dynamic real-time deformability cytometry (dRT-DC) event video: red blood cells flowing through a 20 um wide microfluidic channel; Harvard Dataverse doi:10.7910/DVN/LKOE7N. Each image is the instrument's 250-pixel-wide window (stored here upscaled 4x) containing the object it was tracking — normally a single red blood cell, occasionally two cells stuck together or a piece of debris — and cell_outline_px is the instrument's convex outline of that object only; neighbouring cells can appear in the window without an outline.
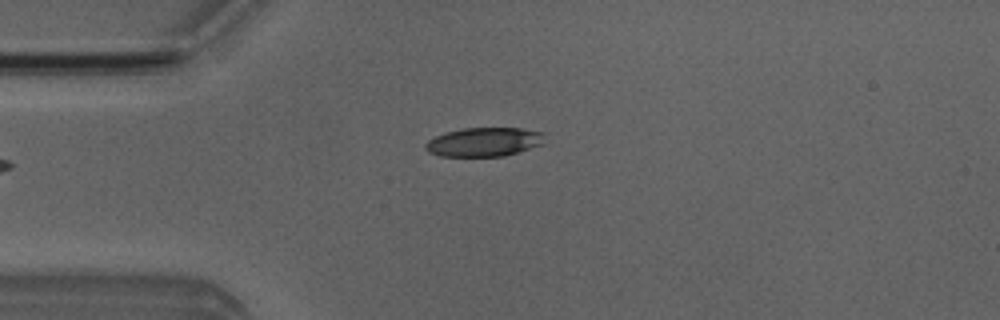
{"species": "Egyptian fruit bat (a non-hibernating species)", "species_latin": "Rousettus aegyptiacus", "temperature_condition": "room temperature", "stored_images_in_passage": 2, "camera_frame_rate_fps": 3000, "um_per_image_px": 0.085, "animal": {"sex": "male"}, "frame": {"image": 1, "passage_image": 2, "time_ms": 1.0, "image_size_px": [1000, 320], "cell_outline_px": [[544, 144], [504, 156], [440, 156], [428, 152], [424, 148], [424, 144], [428, 140], [444, 132], [464, 128], [520, 128], [544, 132]], "centroid_in_image_um": [41.14, 12.06], "position_along_channel_um": 43.9, "area_um2": 20.23}}